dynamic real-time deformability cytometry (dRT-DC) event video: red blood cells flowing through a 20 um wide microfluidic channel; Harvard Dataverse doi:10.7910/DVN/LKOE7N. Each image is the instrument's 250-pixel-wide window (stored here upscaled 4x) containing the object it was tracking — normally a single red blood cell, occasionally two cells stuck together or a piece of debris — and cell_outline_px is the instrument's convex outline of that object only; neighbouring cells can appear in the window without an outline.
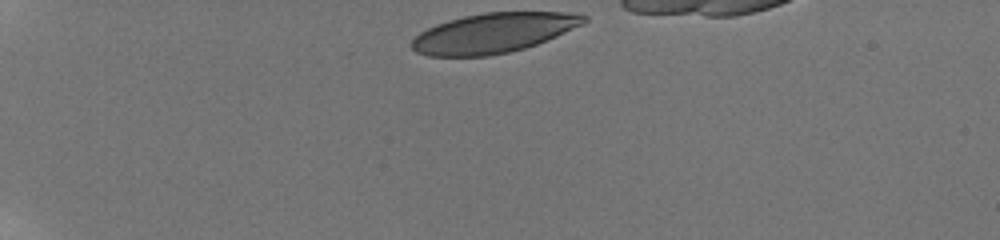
{"species": "human", "species_latin": "Homo sapiens", "temperature_condition": "room temperature", "stored_images_in_passage": 50, "camera_frame_rate_fps": 3000, "um_per_image_px": 0.085, "donor": {"sex": "male"}, "frame": {"image": 1, "passage_image": 1, "time_ms": 0.0, "image_size_px": [1000, 240], "cell_outline_px": [[588, 20], [584, 24], [556, 36], [536, 44], [524, 48], [508, 52], [488, 56], [428, 56], [416, 52], [412, 48], [412, 40], [420, 32], [436, 24], [448, 20], [464, 16], [484, 12], [564, 12], [588, 16]], "centroid_in_image_um": [41.94, 2.8], "position_along_channel_um": 43.1, "area_um2": 39.77}}
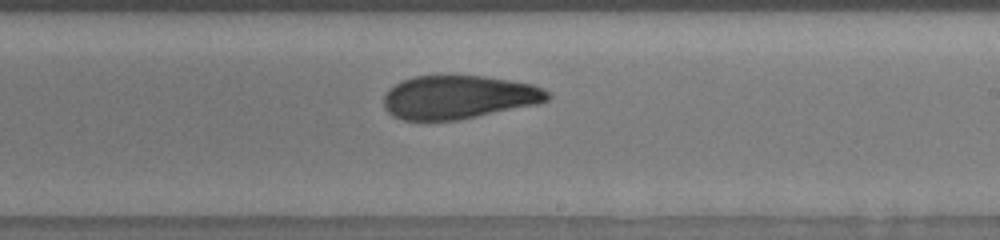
{"frame": {"image": 2, "passage_image": 30, "time_ms": 7.333, "image_size_px": [1000, 240], "cell_outline_px": [[552, 96], [548, 100], [536, 104], [456, 120], [404, 120], [392, 116], [384, 108], [384, 96], [388, 88], [404, 80], [416, 76], [484, 76], [532, 84], [544, 88]], "centroid_in_image_um": [38.97, 8.26], "position_along_channel_um": 250.0, "area_um2": 41.21}}
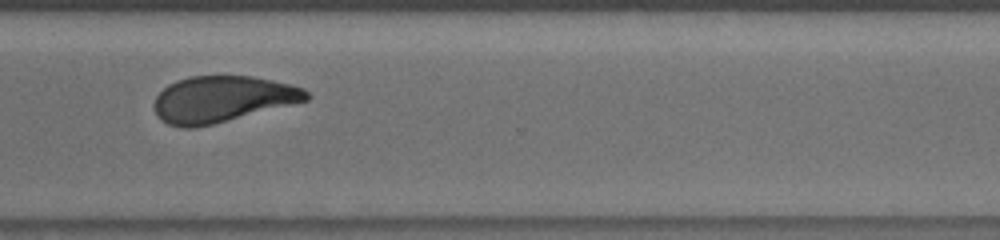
{"frame": {"image": 3, "passage_image": 41, "time_ms": 10.0, "image_size_px": [1000, 240], "cell_outline_px": [[308, 100], [212, 124], [192, 128], [180, 128], [168, 124], [160, 120], [156, 116], [152, 104], [156, 96], [168, 84], [176, 80], [188, 76], [252, 76], [272, 80], [304, 88], [308, 92]], "centroid_in_image_um": [18.82, 8.43], "position_along_channel_um": 351.8, "area_um2": 40.92}, "authors_computed_cell_mechanics": {"area_um2": 41.8183, "velocity_mm_per_s": 3.8051, "shape_relaxation_time_tau1_ms": 6.4321, "shape_relaxation_time_tau2_ms": 2.4711, "deformation_change_tau1": 0.1967, "deformation_change_tau2": 0.0924}}